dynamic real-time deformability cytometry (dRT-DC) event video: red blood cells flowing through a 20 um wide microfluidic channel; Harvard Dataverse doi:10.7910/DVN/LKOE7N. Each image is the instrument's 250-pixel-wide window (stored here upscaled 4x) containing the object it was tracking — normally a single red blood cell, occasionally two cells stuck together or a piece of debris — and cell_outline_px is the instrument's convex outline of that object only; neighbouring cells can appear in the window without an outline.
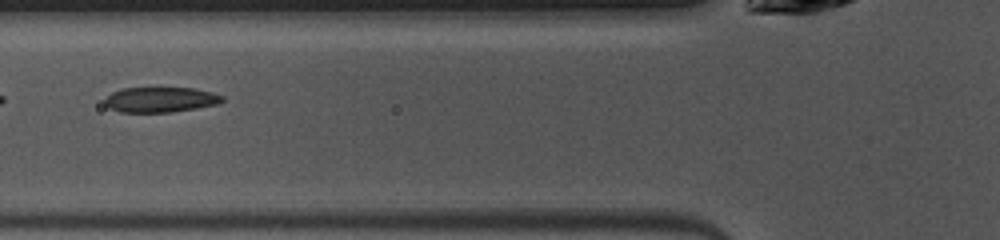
{"species": "common noctule bat (a hibernating species)", "species_latin": "Nyctalus noctula", "temperature_condition": "warm", "stored_images_in_passage": 46, "camera_frame_rate_fps": 3000, "um_per_image_px": 0.085, "animal": {"sex": "female", "body_mass_g": 10.0, "forearm_length_mm": 53.1}, "frame": {"image": 1, "passage_image": 16, "time_ms": 5.0, "image_size_px": [1000, 240], "cell_outline_px": [[224, 100], [220, 104], [172, 112], [120, 112], [108, 108], [104, 104], [104, 100], [112, 92], [124, 88], [196, 88], [212, 92], [224, 96]], "centroid_in_image_um": [13.66, 8.47], "position_along_channel_um": 112.1, "area_um2": 17.4}}
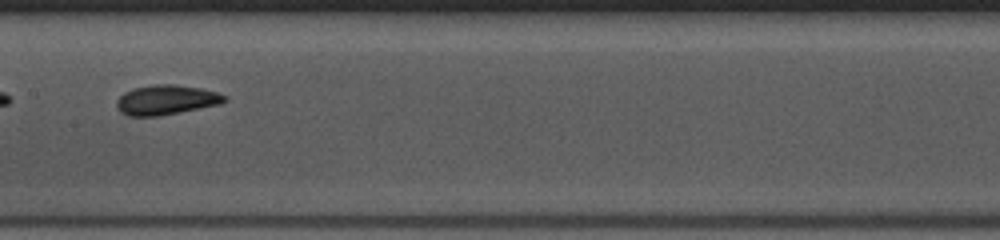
{"frame": {"image": 2, "passage_image": 22, "time_ms": 7.0, "image_size_px": [1000, 240], "cell_outline_px": [[228, 100], [220, 104], [156, 116], [128, 116], [120, 112], [116, 108], [116, 100], [124, 92], [136, 88], [152, 84], [172, 84], [200, 88], [216, 92], [228, 96]], "centroid_in_image_um": [14.11, 8.49], "position_along_channel_um": 193.3, "area_um2": 18.61}}
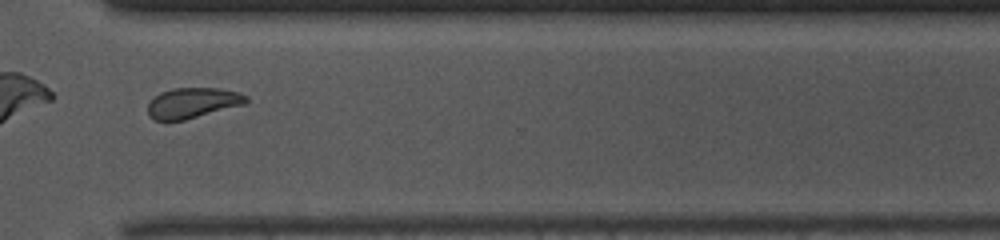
{"frame": {"image": 3, "passage_image": 34, "time_ms": 11.0, "image_size_px": [1000, 240], "cell_outline_px": [[248, 100], [244, 104], [184, 120], [152, 120], [148, 116], [148, 104], [160, 92], [172, 88], [216, 88], [236, 92], [248, 96]], "centroid_in_image_um": [16.34, 8.75], "position_along_channel_um": 354.3, "area_um2": 17.22}, "authors_computed_cell_mechanics": {"area_um2": 18.2648, "velocity_mm_per_s": 4.0277, "shape_relaxation_time_tau1_ms": 3.147, "shape_relaxation_time_tau2_ms": 4.2283, "deformation_change_tau1": 0.1132, "deformation_change_tau2": 0.0636}}